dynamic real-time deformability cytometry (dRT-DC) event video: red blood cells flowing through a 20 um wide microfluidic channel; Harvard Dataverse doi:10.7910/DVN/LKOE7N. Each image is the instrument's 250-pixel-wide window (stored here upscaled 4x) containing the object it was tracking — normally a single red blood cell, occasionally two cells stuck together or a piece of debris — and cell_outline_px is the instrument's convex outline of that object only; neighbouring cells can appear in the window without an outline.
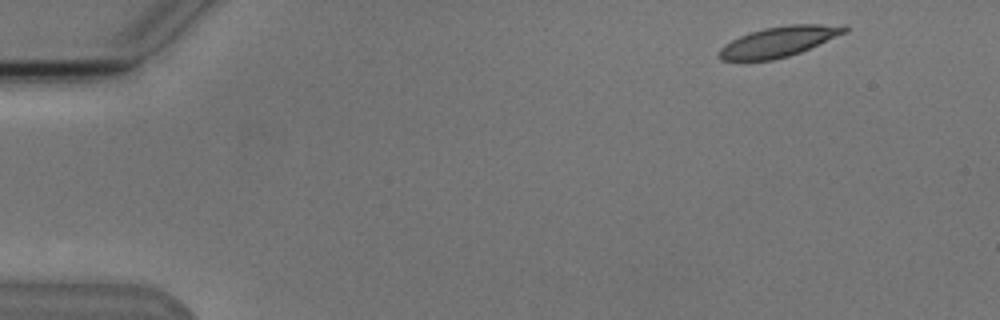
{"species": "Egyptian fruit bat (a non-hibernating species)", "species_latin": "Rousettus aegyptiacus", "temperature_condition": "cold", "stored_images_in_passage": 4, "camera_frame_rate_fps": 3000, "um_per_image_px": 0.085, "animal": {"sex": "male"}, "frame": {"image": 1, "passage_image": 1, "time_ms": 0.0, "image_size_px": [1000, 320], "cell_outline_px": [[848, 32], [800, 52], [788, 56], [772, 60], [720, 60], [716, 56], [716, 52], [724, 44], [740, 36], [764, 28], [788, 24], [844, 24], [848, 28]], "centroid_in_image_um": [66.21, 3.53], "position_along_channel_um": 18.8, "area_um2": 22.25}}
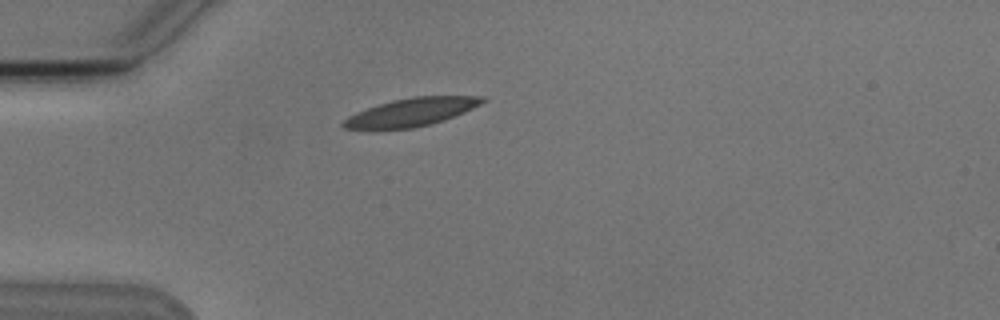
{"frame": {"image": 2, "passage_image": 3, "time_ms": 3.333, "image_size_px": [1000, 320], "cell_outline_px": [[488, 100], [464, 112], [444, 120], [432, 124], [412, 128], [376, 132], [344, 128], [340, 124], [348, 116], [356, 112], [392, 100], [412, 96], [484, 96]], "centroid_in_image_um": [34.88, 9.57], "position_along_channel_um": 50.1, "area_um2": 23.41}}